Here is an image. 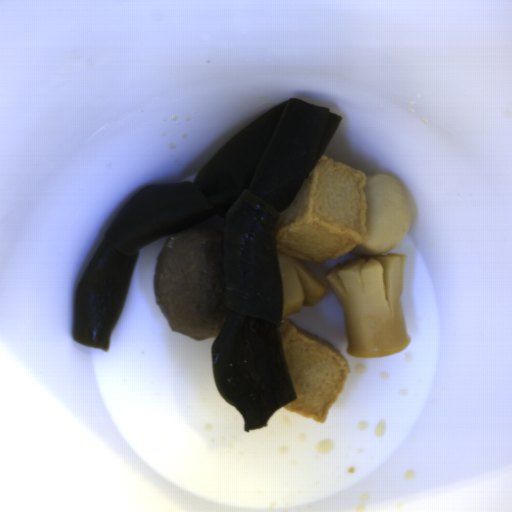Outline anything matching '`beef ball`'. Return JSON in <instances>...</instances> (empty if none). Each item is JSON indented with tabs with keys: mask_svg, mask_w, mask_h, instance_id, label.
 Instances as JSON below:
<instances>
[{
	"mask_svg": "<svg viewBox=\"0 0 512 512\" xmlns=\"http://www.w3.org/2000/svg\"><path fill=\"white\" fill-rule=\"evenodd\" d=\"M224 232H172L155 264V301L167 324L195 340L217 338L230 309L224 303Z\"/></svg>",
	"mask_w": 512,
	"mask_h": 512,
	"instance_id": "beef-ball-1",
	"label": "beef ball"
}]
</instances>
